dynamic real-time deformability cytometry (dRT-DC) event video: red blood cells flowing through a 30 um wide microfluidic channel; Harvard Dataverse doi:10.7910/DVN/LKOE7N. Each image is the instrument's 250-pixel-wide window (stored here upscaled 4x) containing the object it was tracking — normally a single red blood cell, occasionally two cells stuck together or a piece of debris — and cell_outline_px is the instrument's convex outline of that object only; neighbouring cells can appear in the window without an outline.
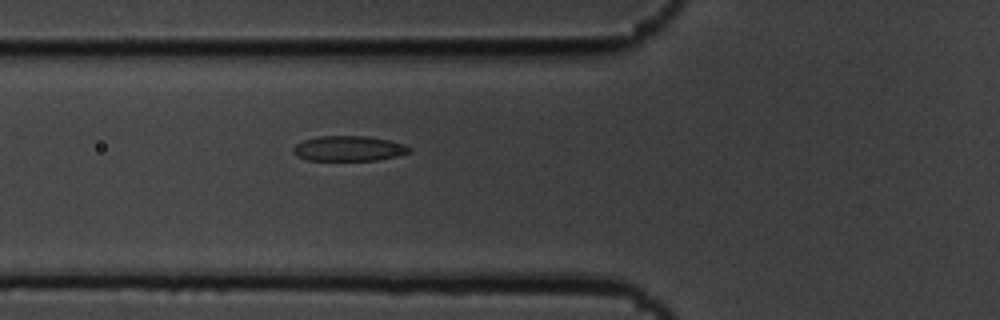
{"species": "common noctule bat (a hibernating species)", "species_latin": "Nyctalus noctula", "temperature_condition": "cold", "stored_images_in_passage": 16, "camera_frame_rate_fps": 3000, "um_per_image_px": 0.085, "animal": {"sex": "male", "body_mass_g": 19.5, "forearm_length_mm": 54.6}, "frame": {"image": 1, "passage_image": 5, "time_ms": 1.333, "image_size_px": [1000, 320], "cell_outline_px": [[412, 152], [400, 156], [376, 160], [308, 160], [296, 156], [292, 152], [292, 148], [296, 144], [304, 140], [320, 136], [368, 136], [392, 140], [404, 144], [412, 148]], "centroid_in_image_um": [29.69, 12.62], "position_along_channel_um": 96.1, "area_um2": 17.28}}
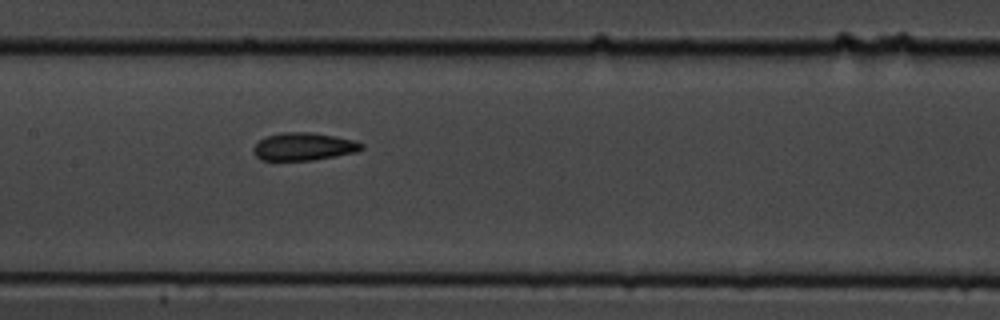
{"frame": {"image": 2, "passage_image": 12, "time_ms": 3.667, "image_size_px": [1000, 320], "cell_outline_px": [[364, 148], [356, 152], [312, 160], [260, 160], [256, 156], [252, 148], [264, 136], [280, 132], [312, 132], [336, 136], [352, 140], [364, 144]], "centroid_in_image_um": [25.79, 12.45], "position_along_channel_um": 181.6, "area_um2": 17.51}}